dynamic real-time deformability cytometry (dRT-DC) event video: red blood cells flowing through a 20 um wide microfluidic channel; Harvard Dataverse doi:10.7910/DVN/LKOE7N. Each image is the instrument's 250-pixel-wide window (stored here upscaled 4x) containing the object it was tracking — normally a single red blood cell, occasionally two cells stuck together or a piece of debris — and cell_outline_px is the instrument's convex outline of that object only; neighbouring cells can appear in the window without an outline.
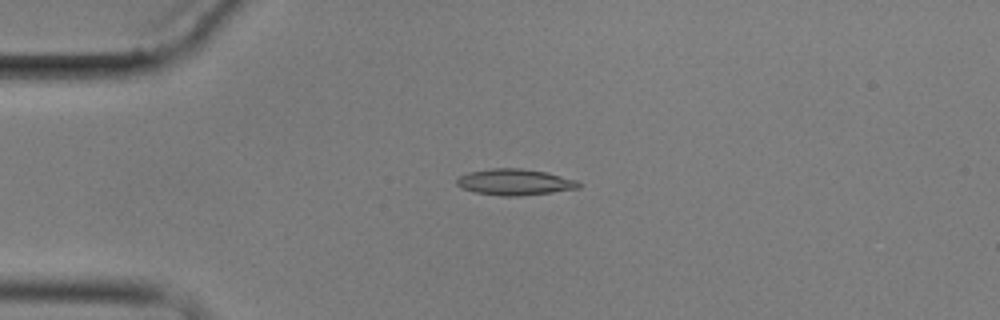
{"species": "common noctule bat (a hibernating species)", "species_latin": "Nyctalus noctula", "temperature_condition": "cold", "stored_images_in_passage": 4, "camera_frame_rate_fps": 3000, "um_per_image_px": 0.085, "animal": {"sex": "male", "body_mass_g": 17.9}, "frame": {"image": 1, "passage_image": 3, "time_ms": 2.333, "image_size_px": [1000, 320], "cell_outline_px": [[580, 188], [552, 192], [520, 196], [500, 196], [476, 192], [460, 188], [456, 184], [456, 180], [460, 176], [468, 172], [492, 168], [520, 168], [544, 172], [576, 180], [580, 184]], "centroid_in_image_um": [43.71, 15.48], "position_along_channel_um": 41.3, "area_um2": 18.5}}